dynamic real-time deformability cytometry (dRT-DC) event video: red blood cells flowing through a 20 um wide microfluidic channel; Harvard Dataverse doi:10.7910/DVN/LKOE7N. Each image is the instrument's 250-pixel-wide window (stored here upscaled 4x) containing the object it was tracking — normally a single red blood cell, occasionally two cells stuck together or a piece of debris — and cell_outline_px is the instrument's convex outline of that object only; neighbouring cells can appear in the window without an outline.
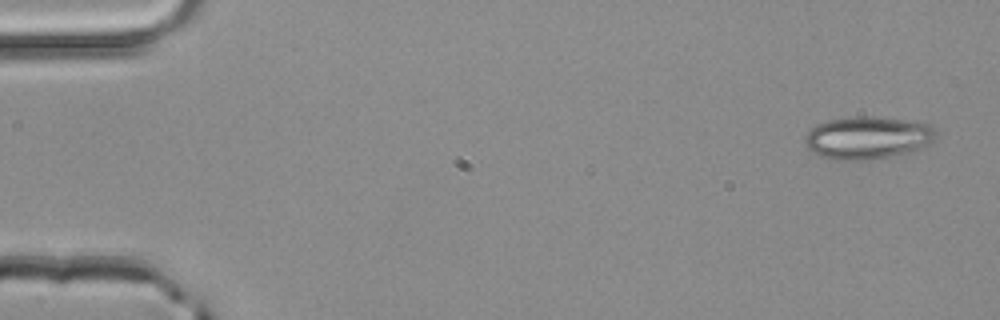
{"species": "common noctule bat (a hibernating species)", "species_latin": "Nyctalus noctula", "temperature_condition": "room temperature", "stored_images_in_passage": 3, "camera_frame_rate_fps": 3000, "um_per_image_px": 0.085, "animal": {"sex": "male", "body_mass_g": 20.4}, "frame": {"image": 1, "passage_image": 3, "time_ms": 0.667, "image_size_px": [1000, 320], "cell_outline_px": [[940, 136], [928, 144], [920, 148], [908, 152], [892, 156], [872, 160], [836, 160], [820, 156], [812, 152], [804, 144], [804, 136], [816, 124], [828, 120], [860, 116], [876, 116], [932, 124]], "centroid_in_image_um": [73.77, 11.71], "position_along_channel_um": 11.2, "area_um2": 32.95}}